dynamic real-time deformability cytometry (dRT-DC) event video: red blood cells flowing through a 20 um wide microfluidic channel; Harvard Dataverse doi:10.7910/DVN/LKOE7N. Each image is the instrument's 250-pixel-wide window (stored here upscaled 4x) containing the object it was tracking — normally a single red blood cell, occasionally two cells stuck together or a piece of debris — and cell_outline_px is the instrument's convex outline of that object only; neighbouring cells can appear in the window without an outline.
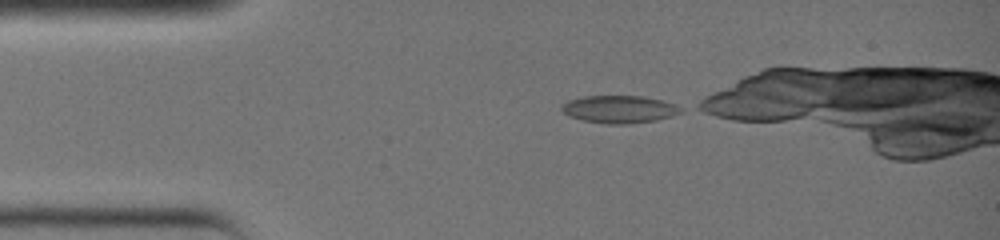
{"species": "common noctule bat (a hibernating species)", "species_latin": "Nyctalus noctula", "temperature_condition": "warm", "stored_images_in_passage": 15, "camera_frame_rate_fps": 3000, "um_per_image_px": 0.085, "animal": {"sex": "female", "body_mass_g": 19.0, "forearm_length_mm": 51.5}, "frame": {"image": 1, "passage_image": 1, "time_ms": 0.0, "image_size_px": [1000, 240], "cell_outline_px": [[680, 112], [672, 116], [656, 120], [624, 124], [608, 124], [584, 120], [572, 116], [564, 112], [560, 108], [568, 100], [584, 96], [644, 96], [660, 100], [672, 104]], "centroid_in_image_um": [52.59, 9.28], "position_along_channel_um": 32.4, "area_um2": 18.55}}
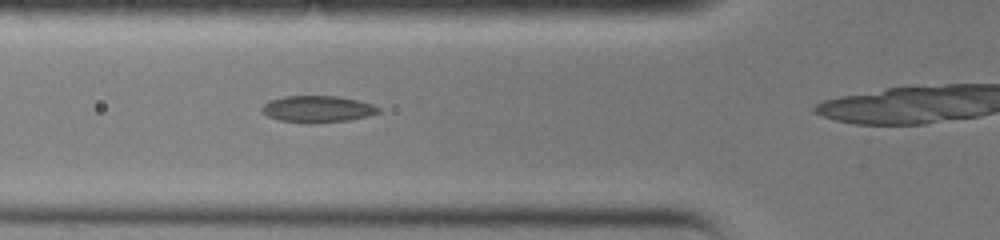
{"frame": {"image": 2, "passage_image": 7, "time_ms": 2.0, "image_size_px": [1000, 240], "cell_outline_px": [[380, 112], [368, 116], [348, 120], [312, 124], [308, 124], [280, 120], [268, 116], [260, 108], [264, 104], [272, 100], [284, 96], [336, 96], [356, 100], [372, 104], [380, 108]], "centroid_in_image_um": [27.0, 9.28], "position_along_channel_um": 98.8, "area_um2": 18.03}}
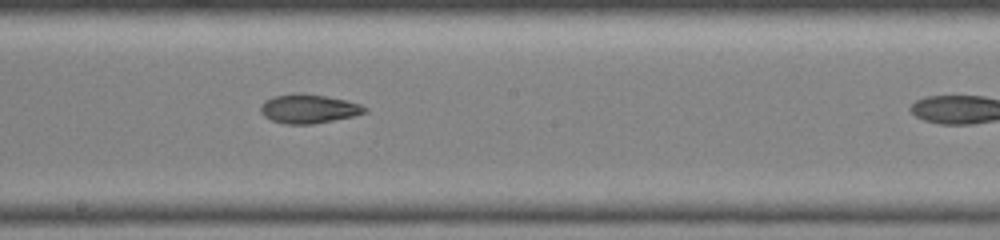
{"frame": {"image": 3, "passage_image": 14, "time_ms": 4.333, "image_size_px": [1000, 240], "cell_outline_px": [[368, 112], [352, 116], [312, 124], [288, 124], [272, 120], [264, 116], [260, 108], [264, 100], [272, 96], [292, 92], [304, 92], [344, 100], [360, 104], [368, 108]], "centroid_in_image_um": [26.21, 9.22], "position_along_channel_um": 222.0, "area_um2": 17.63}}